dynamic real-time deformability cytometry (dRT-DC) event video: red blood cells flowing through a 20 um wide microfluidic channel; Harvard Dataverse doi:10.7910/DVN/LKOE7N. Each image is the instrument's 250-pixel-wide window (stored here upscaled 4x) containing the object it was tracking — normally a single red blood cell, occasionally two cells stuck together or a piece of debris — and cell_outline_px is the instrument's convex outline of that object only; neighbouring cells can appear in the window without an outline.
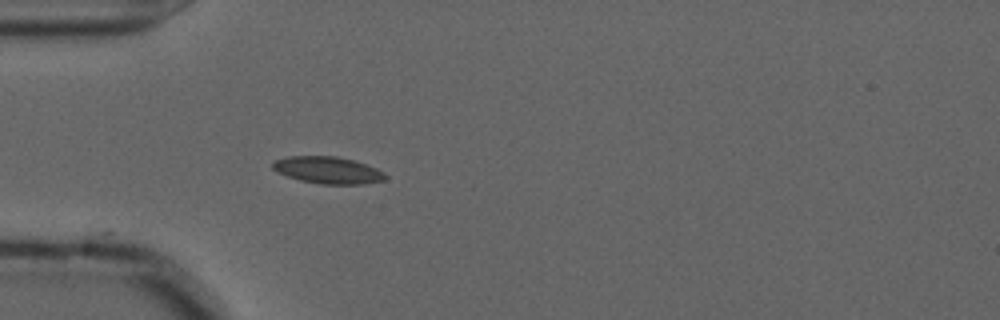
{"species": "common noctule bat (a hibernating species)", "species_latin": "Nyctalus noctula", "temperature_condition": "cold", "stored_images_in_passage": 9, "camera_frame_rate_fps": 3000, "um_per_image_px": 0.085, "animal": {"sex": "male", "forearm_length_mm": 52.5}, "frame": {"image": 1, "passage_image": 1, "time_ms": 0.0, "image_size_px": [1000, 320], "cell_outline_px": [[388, 176], [384, 180], [364, 184], [320, 184], [300, 180], [276, 172], [272, 168], [272, 164], [276, 160], [288, 156], [336, 156], [352, 160], [376, 168], [384, 172]], "centroid_in_image_um": [27.87, 14.47], "position_along_channel_um": 57.1, "area_um2": 17.63}}
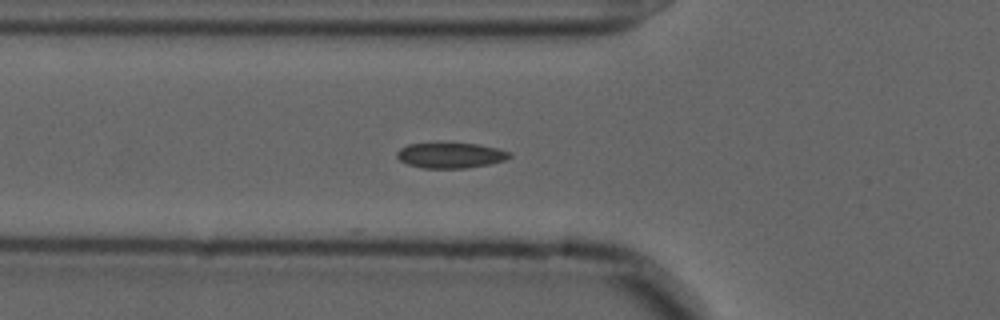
{"frame": {"image": 2, "passage_image": 4, "time_ms": 1.0, "image_size_px": [1000, 320], "cell_outline_px": [[512, 156], [504, 160], [488, 164], [468, 168], [424, 168], [408, 164], [400, 160], [396, 156], [396, 152], [400, 148], [408, 144], [476, 144], [496, 148], [512, 152]], "centroid_in_image_um": [38.3, 13.21], "position_along_channel_um": 87.5, "area_um2": 16.42}}
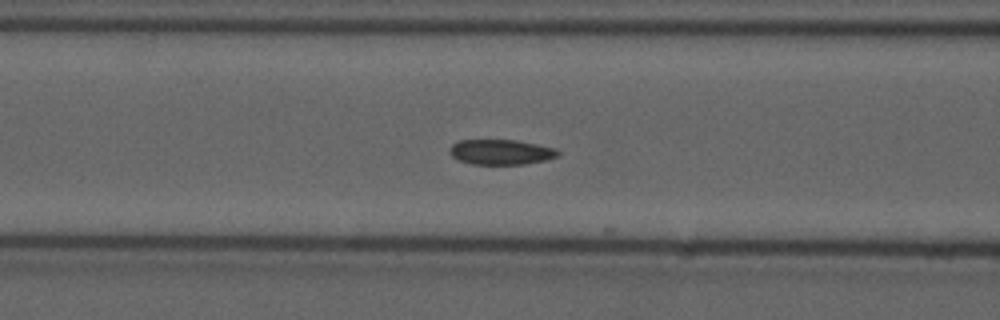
{"frame": {"image": 3, "passage_image": 7, "time_ms": 2.0, "image_size_px": [1000, 320], "cell_outline_px": [[560, 156], [548, 160], [524, 164], [472, 164], [456, 160], [448, 152], [452, 144], [460, 140], [516, 140], [556, 148], [560, 152]], "centroid_in_image_um": [42.59, 12.93], "position_along_channel_um": 124.0, "area_um2": 16.07}}